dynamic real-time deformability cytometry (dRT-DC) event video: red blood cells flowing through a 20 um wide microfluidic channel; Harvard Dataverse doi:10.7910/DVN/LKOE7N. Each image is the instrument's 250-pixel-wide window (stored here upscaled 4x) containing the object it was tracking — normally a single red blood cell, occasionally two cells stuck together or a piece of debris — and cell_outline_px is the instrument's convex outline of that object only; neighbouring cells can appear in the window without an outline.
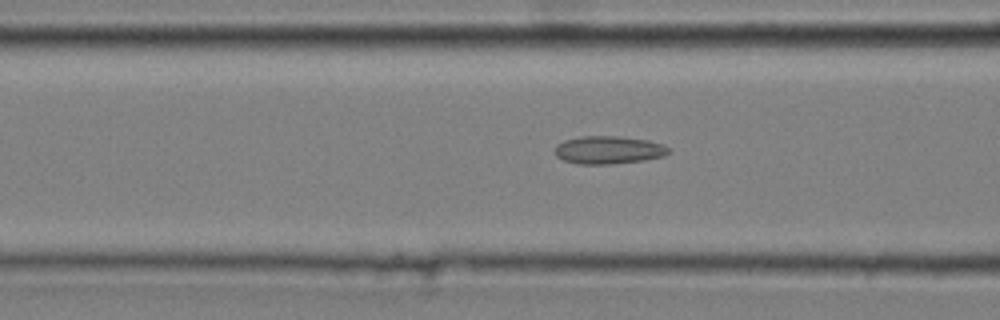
{"species": "common noctule bat (a hibernating species)", "species_latin": "Nyctalus noctula", "temperature_condition": "cold", "stored_images_in_passage": 44, "camera_frame_rate_fps": 3000, "um_per_image_px": 0.085, "animal": {"sex": "male", "body_mass_g": 20.4}, "frame": {"image": 1, "passage_image": 21, "time_ms": 6.667, "image_size_px": [1000, 320], "cell_outline_px": [[672, 152], [664, 156], [644, 160], [612, 164], [576, 164], [564, 160], [556, 156], [556, 144], [564, 140], [580, 136], [620, 136], [648, 140], [664, 144]], "centroid_in_image_um": [51.75, 12.74], "position_along_channel_um": 114.9, "area_um2": 18.67}}
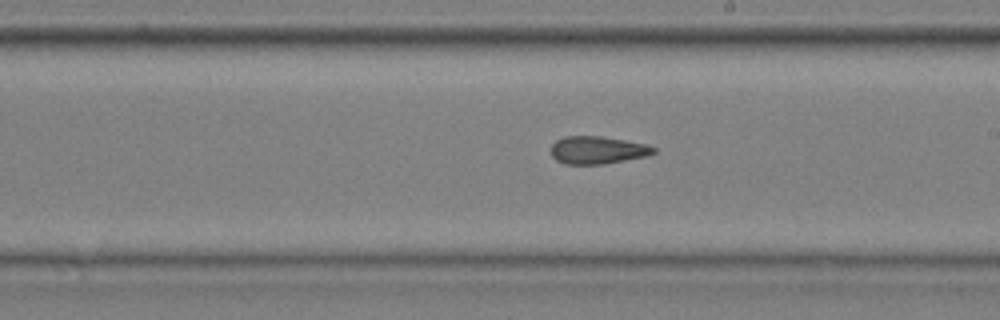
{"frame": {"image": 2, "passage_image": 31, "time_ms": 10.0, "image_size_px": [1000, 320], "cell_outline_px": [[656, 152], [648, 156], [604, 164], [564, 164], [556, 160], [552, 156], [552, 144], [556, 140], [564, 136], [600, 136], [648, 144], [656, 148]], "centroid_in_image_um": [50.81, 12.76], "position_along_channel_um": 238.2, "area_um2": 16.65}}
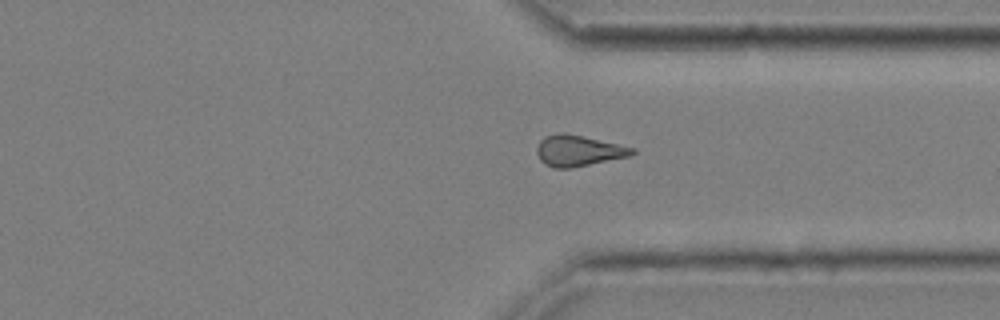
{"frame": {"image": 3, "passage_image": 41, "time_ms": 13.333, "image_size_px": [1000, 320], "cell_outline_px": [[636, 152], [632, 156], [572, 168], [552, 168], [544, 164], [540, 160], [536, 152], [536, 148], [540, 140], [544, 136], [556, 132], [564, 132], [584, 136], [636, 148]], "centroid_in_image_um": [49.16, 12.81], "position_along_channel_um": 362.2, "area_um2": 17.63}}